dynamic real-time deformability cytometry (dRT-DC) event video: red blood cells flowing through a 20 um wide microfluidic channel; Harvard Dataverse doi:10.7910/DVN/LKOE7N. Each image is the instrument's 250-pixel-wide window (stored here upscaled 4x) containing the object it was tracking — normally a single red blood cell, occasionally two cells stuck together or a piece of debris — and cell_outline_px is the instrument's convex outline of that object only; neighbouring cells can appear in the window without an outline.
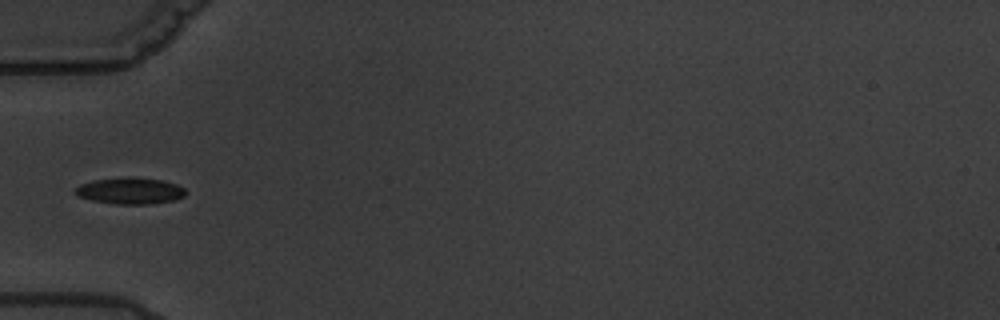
{"species": "common noctule bat (a hibernating species)", "species_latin": "Nyctalus noctula", "temperature_condition": "warm", "stored_images_in_passage": 7, "camera_frame_rate_fps": 3000, "um_per_image_px": 0.085, "animal": {"sex": "male", "body_mass_g": 19.5, "forearm_length_mm": 54.6}, "frame": {"image": 1, "passage_image": 6, "time_ms": 6.333, "image_size_px": [1000, 320], "cell_outline_px": [[184, 196], [172, 200], [148, 204], [116, 204], [92, 200], [76, 196], [72, 192], [80, 184], [92, 180], [128, 176], [136, 176], [164, 180], [176, 184], [184, 188]], "centroid_in_image_um": [11.01, 16.19], "position_along_channel_um": 74.0, "area_um2": 17.22}}